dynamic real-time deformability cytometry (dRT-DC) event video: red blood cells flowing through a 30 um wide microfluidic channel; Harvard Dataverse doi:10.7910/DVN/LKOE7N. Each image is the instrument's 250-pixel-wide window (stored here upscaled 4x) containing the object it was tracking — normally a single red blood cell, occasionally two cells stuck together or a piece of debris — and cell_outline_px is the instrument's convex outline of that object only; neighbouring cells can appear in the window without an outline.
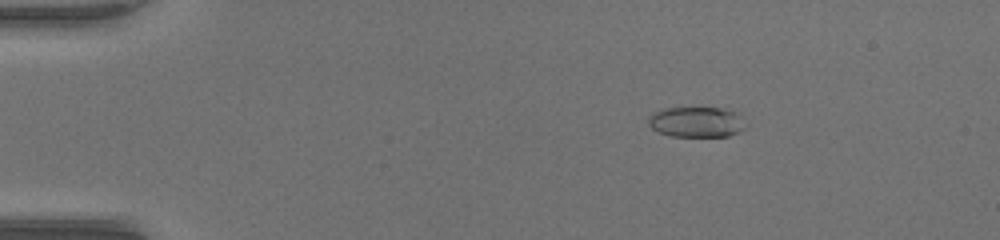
{"species": "common noctule bat (a hibernating species)", "species_latin": "Nyctalus noctula", "temperature_condition": "warm", "stored_images_in_passage": 52, "camera_frame_rate_fps": 3000, "um_per_image_px": 0.085, "animal": {"sex": "female", "body_mass_g": 17.0, "forearm_length_mm": 48.0}, "frame": {"image": 1, "passage_image": 9, "time_ms": 2.667, "image_size_px": [1000, 240], "cell_outline_px": [[748, 124], [744, 128], [728, 136], [672, 136], [660, 132], [652, 128], [648, 124], [648, 116], [652, 112], [664, 108], [720, 108], [732, 112]], "centroid_in_image_um": [59.14, 10.37], "position_along_channel_um": 25.9, "area_um2": 16.99}}
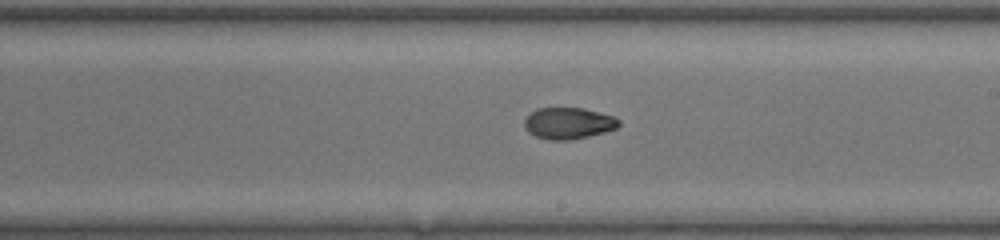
{"frame": {"image": 2, "passage_image": 31, "time_ms": 10.0, "image_size_px": [1000, 240], "cell_outline_px": [[620, 124], [616, 128], [604, 132], [572, 140], [548, 140], [536, 136], [528, 132], [524, 128], [524, 120], [536, 108], [584, 108], [612, 116], [620, 120]], "centroid_in_image_um": [48.29, 10.48], "position_along_channel_um": 240.7, "area_um2": 17.28}}
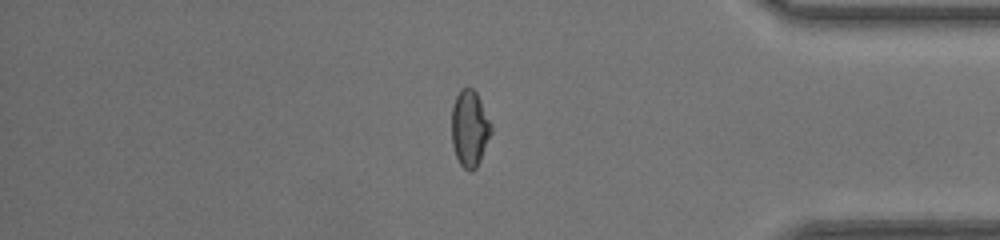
{"frame": {"image": 3, "passage_image": 44, "time_ms": 14.333, "image_size_px": [1000, 240], "cell_outline_px": [[492, 132], [480, 160], [476, 168], [472, 172], [468, 172], [460, 164], [456, 156], [452, 144], [452, 104], [460, 88], [472, 88], [476, 92], [492, 124]], "centroid_in_image_um": [39.92, 10.92], "position_along_channel_um": 395.3, "area_um2": 17.69}, "authors_computed_cell_mechanics": {"area_um2": 17.629, "velocity_mm_per_s": 4.1181, "shape_relaxation_time_tau1_ms": null, "shape_relaxation_time_tau2_ms": 2.2174, "deformation_change_tau1": null, "deformation_change_tau2": 0.0483}}